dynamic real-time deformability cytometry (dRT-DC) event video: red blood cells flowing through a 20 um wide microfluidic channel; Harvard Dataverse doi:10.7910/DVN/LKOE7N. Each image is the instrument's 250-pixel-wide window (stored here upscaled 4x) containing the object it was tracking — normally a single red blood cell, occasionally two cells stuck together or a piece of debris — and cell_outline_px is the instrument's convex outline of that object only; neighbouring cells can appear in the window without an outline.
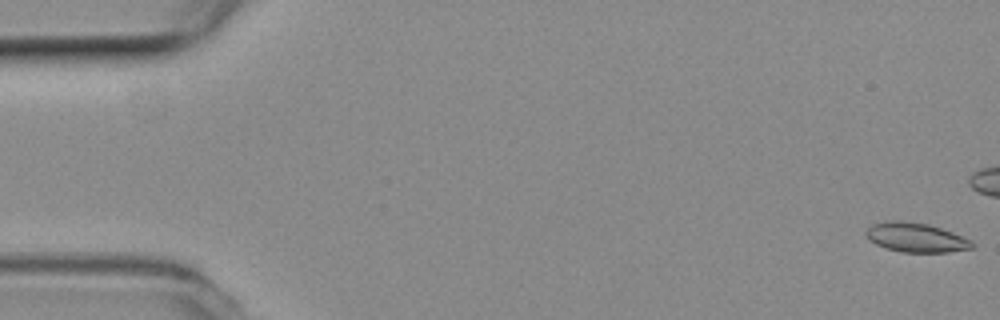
{"species": "common noctule bat (a hibernating species)", "species_latin": "Nyctalus noctula", "temperature_condition": "room temperature", "stored_images_in_passage": 18, "camera_frame_rate_fps": 3000, "um_per_image_px": 0.085, "animal": {"sex": "female", "body_mass_g": 19.3, "forearm_length_mm": 54.1}, "frame": {"image": 1, "passage_image": 1, "time_ms": 0.0, "image_size_px": [1000, 320], "cell_outline_px": [[976, 244], [972, 248], [948, 252], [900, 252], [884, 248], [868, 240], [864, 232], [872, 224], [888, 220], [900, 220], [928, 224], [952, 232], [972, 240]], "centroid_in_image_um": [77.83, 20.19], "position_along_channel_um": 7.2, "area_um2": 18.32}}